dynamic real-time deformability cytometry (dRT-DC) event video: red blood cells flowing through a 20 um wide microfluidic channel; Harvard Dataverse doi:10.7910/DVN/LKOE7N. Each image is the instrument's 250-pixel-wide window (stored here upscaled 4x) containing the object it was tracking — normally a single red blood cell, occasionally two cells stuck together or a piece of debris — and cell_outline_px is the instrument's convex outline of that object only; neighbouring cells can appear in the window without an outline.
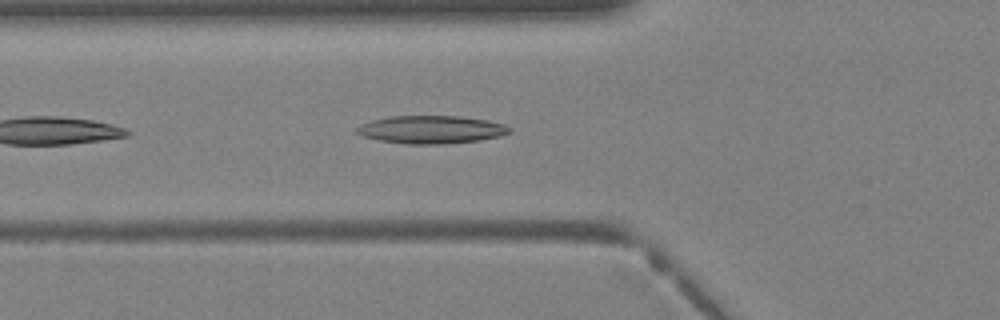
{"species": "Egyptian fruit bat (a non-hibernating species)", "species_latin": "Rousettus aegyptiacus", "temperature_condition": "warm", "stored_images_in_passage": 8, "camera_frame_rate_fps": 3000, "um_per_image_px": 0.085, "animal": {"sex": "female"}, "frame": {"image": 1, "passage_image": 3, "time_ms": 0.667, "image_size_px": [1000, 320], "cell_outline_px": [[512, 132], [500, 136], [480, 140], [444, 144], [408, 144], [380, 140], [364, 136], [356, 132], [356, 128], [372, 120], [388, 116], [460, 116], [488, 120], [504, 124], [512, 128]], "centroid_in_image_um": [36.72, 11.01], "position_along_channel_um": 89.1, "area_um2": 24.8}}